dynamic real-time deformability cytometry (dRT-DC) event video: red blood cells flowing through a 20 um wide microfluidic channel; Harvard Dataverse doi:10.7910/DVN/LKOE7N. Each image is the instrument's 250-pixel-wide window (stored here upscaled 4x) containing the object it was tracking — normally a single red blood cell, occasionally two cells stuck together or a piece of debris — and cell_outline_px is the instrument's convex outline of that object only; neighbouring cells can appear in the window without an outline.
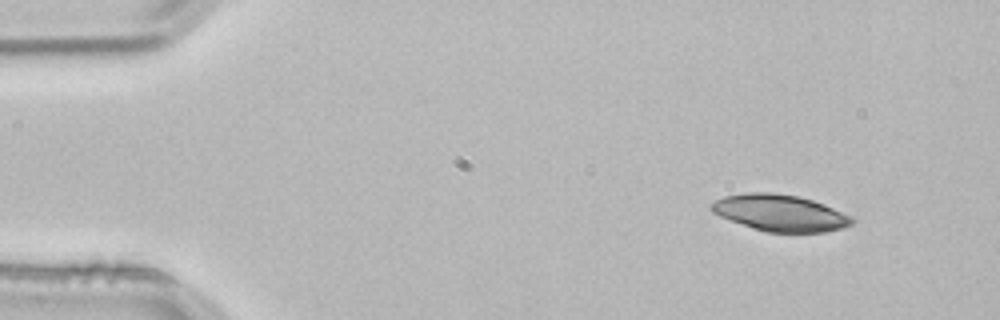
{"species": "common noctule bat (a hibernating species)", "species_latin": "Nyctalus noctula", "temperature_condition": "room temperature", "stored_images_in_passage": 2, "camera_frame_rate_fps": 3000, "um_per_image_px": 0.085, "animal": {"sex": "male", "body_mass_g": 21.5, "forearm_length_mm": 52.0}, "frame": {"image": 1, "passage_image": 1, "time_ms": 0.0, "image_size_px": [1000, 320], "cell_outline_px": [[856, 220], [852, 224], [840, 228], [824, 232], [764, 232], [752, 228], [720, 216], [712, 212], [708, 208], [708, 204], [724, 196], [744, 192], [768, 192], [800, 196], [824, 204]], "centroid_in_image_um": [66.24, 18.09], "position_along_channel_um": 18.8, "area_um2": 29.88}}